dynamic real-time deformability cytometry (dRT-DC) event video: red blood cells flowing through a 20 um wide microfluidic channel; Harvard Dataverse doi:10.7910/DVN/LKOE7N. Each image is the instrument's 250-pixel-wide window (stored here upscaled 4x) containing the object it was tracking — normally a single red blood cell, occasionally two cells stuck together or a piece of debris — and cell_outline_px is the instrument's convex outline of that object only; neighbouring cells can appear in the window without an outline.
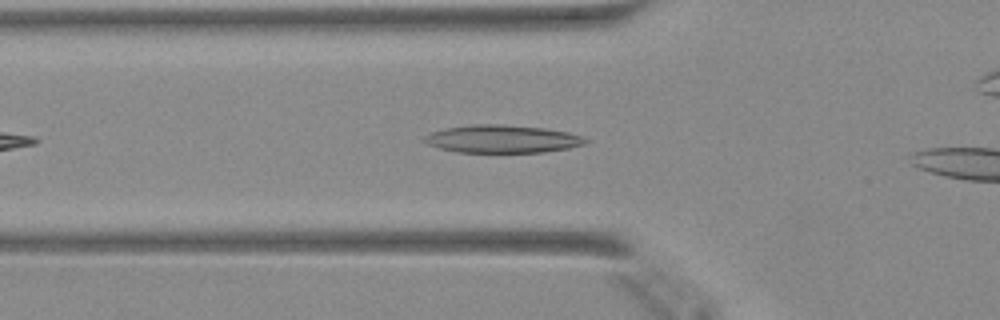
{"species": "Egyptian fruit bat (a non-hibernating species)", "species_latin": "Rousettus aegyptiacus", "temperature_condition": "warm", "stored_images_in_passage": 8, "camera_frame_rate_fps": 3000, "um_per_image_px": 0.085, "animal": {"sex": "female"}, "frame": {"image": 1, "passage_image": 6, "time_ms": 1.667, "image_size_px": [1000, 320], "cell_outline_px": [[588, 144], [568, 148], [544, 152], [456, 152], [440, 148], [428, 144], [420, 140], [424, 136], [432, 132], [444, 128], [476, 124], [496, 124], [544, 128], [568, 132], [584, 136], [588, 140]], "centroid_in_image_um": [42.7, 11.81], "position_along_channel_um": 83.1, "area_um2": 26.18}}